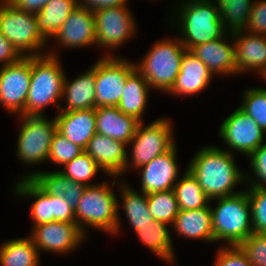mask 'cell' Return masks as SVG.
<instances>
[{
	"label": "cell",
	"instance_id": "1",
	"mask_svg": "<svg viewBox=\"0 0 266 266\" xmlns=\"http://www.w3.org/2000/svg\"><path fill=\"white\" fill-rule=\"evenodd\" d=\"M234 155L218 146L202 147L193 155L187 169L197 179L210 199L234 195L239 183L245 184V175L235 163Z\"/></svg>",
	"mask_w": 266,
	"mask_h": 266
},
{
	"label": "cell",
	"instance_id": "2",
	"mask_svg": "<svg viewBox=\"0 0 266 266\" xmlns=\"http://www.w3.org/2000/svg\"><path fill=\"white\" fill-rule=\"evenodd\" d=\"M56 50H48L46 54L31 57V81L25 104L26 116H45V108L56 105L62 99V91L66 72L62 68Z\"/></svg>",
	"mask_w": 266,
	"mask_h": 266
},
{
	"label": "cell",
	"instance_id": "3",
	"mask_svg": "<svg viewBox=\"0 0 266 266\" xmlns=\"http://www.w3.org/2000/svg\"><path fill=\"white\" fill-rule=\"evenodd\" d=\"M180 1L175 8L177 11L173 13H177L175 18L171 17L169 21L175 22L170 25L180 30L178 32L181 35L177 37L187 50L191 51L197 45L218 39L225 33L217 3L210 0Z\"/></svg>",
	"mask_w": 266,
	"mask_h": 266
},
{
	"label": "cell",
	"instance_id": "4",
	"mask_svg": "<svg viewBox=\"0 0 266 266\" xmlns=\"http://www.w3.org/2000/svg\"><path fill=\"white\" fill-rule=\"evenodd\" d=\"M114 185H118L116 180L111 185L102 181L84 189L74 212L76 224L85 236L90 227L111 235H117L122 229L118 210L120 204L113 191Z\"/></svg>",
	"mask_w": 266,
	"mask_h": 266
},
{
	"label": "cell",
	"instance_id": "5",
	"mask_svg": "<svg viewBox=\"0 0 266 266\" xmlns=\"http://www.w3.org/2000/svg\"><path fill=\"white\" fill-rule=\"evenodd\" d=\"M211 206L214 242L224 241V246H239L252 233L251 206L246 190L234 195L218 197Z\"/></svg>",
	"mask_w": 266,
	"mask_h": 266
},
{
	"label": "cell",
	"instance_id": "6",
	"mask_svg": "<svg viewBox=\"0 0 266 266\" xmlns=\"http://www.w3.org/2000/svg\"><path fill=\"white\" fill-rule=\"evenodd\" d=\"M186 48L178 37L163 38L153 44L135 68L144 76L151 89L168 93L181 69Z\"/></svg>",
	"mask_w": 266,
	"mask_h": 266
},
{
	"label": "cell",
	"instance_id": "7",
	"mask_svg": "<svg viewBox=\"0 0 266 266\" xmlns=\"http://www.w3.org/2000/svg\"><path fill=\"white\" fill-rule=\"evenodd\" d=\"M0 32L22 57L47 53L49 41L39 32L35 14L21 11L9 1L0 3Z\"/></svg>",
	"mask_w": 266,
	"mask_h": 266
},
{
	"label": "cell",
	"instance_id": "8",
	"mask_svg": "<svg viewBox=\"0 0 266 266\" xmlns=\"http://www.w3.org/2000/svg\"><path fill=\"white\" fill-rule=\"evenodd\" d=\"M173 136L172 123L168 118L161 117L147 126L144 122H140L134 137L127 145L131 146L132 152L131 156L127 154L124 173L130 167L138 170L156 156L169 151L176 144Z\"/></svg>",
	"mask_w": 266,
	"mask_h": 266
},
{
	"label": "cell",
	"instance_id": "9",
	"mask_svg": "<svg viewBox=\"0 0 266 266\" xmlns=\"http://www.w3.org/2000/svg\"><path fill=\"white\" fill-rule=\"evenodd\" d=\"M19 129L16 155L23 164H41L48 161L50 146L57 131L55 118L48 116L19 115Z\"/></svg>",
	"mask_w": 266,
	"mask_h": 266
},
{
	"label": "cell",
	"instance_id": "10",
	"mask_svg": "<svg viewBox=\"0 0 266 266\" xmlns=\"http://www.w3.org/2000/svg\"><path fill=\"white\" fill-rule=\"evenodd\" d=\"M135 69V62L118 56H104L95 62L96 107H117L123 94L127 76Z\"/></svg>",
	"mask_w": 266,
	"mask_h": 266
},
{
	"label": "cell",
	"instance_id": "11",
	"mask_svg": "<svg viewBox=\"0 0 266 266\" xmlns=\"http://www.w3.org/2000/svg\"><path fill=\"white\" fill-rule=\"evenodd\" d=\"M95 18L96 45L104 47V56H116L110 51L117 49L135 37L137 31L136 20L127 5L102 8L93 11Z\"/></svg>",
	"mask_w": 266,
	"mask_h": 266
},
{
	"label": "cell",
	"instance_id": "12",
	"mask_svg": "<svg viewBox=\"0 0 266 266\" xmlns=\"http://www.w3.org/2000/svg\"><path fill=\"white\" fill-rule=\"evenodd\" d=\"M13 188V193L17 197L33 198L30 209L32 228L55 221L76 223L75 212L65 199L62 196L47 194L32 178H20Z\"/></svg>",
	"mask_w": 266,
	"mask_h": 266
},
{
	"label": "cell",
	"instance_id": "13",
	"mask_svg": "<svg viewBox=\"0 0 266 266\" xmlns=\"http://www.w3.org/2000/svg\"><path fill=\"white\" fill-rule=\"evenodd\" d=\"M218 131L220 138L229 148H225L226 151L231 154L237 151L246 157L266 140V133L239 107L224 119Z\"/></svg>",
	"mask_w": 266,
	"mask_h": 266
},
{
	"label": "cell",
	"instance_id": "14",
	"mask_svg": "<svg viewBox=\"0 0 266 266\" xmlns=\"http://www.w3.org/2000/svg\"><path fill=\"white\" fill-rule=\"evenodd\" d=\"M31 81V57L0 67V104L7 112L25 115Z\"/></svg>",
	"mask_w": 266,
	"mask_h": 266
},
{
	"label": "cell",
	"instance_id": "15",
	"mask_svg": "<svg viewBox=\"0 0 266 266\" xmlns=\"http://www.w3.org/2000/svg\"><path fill=\"white\" fill-rule=\"evenodd\" d=\"M30 230L29 236L39 253L44 251L66 255L80 247L86 238L76 223L55 221L39 224Z\"/></svg>",
	"mask_w": 266,
	"mask_h": 266
},
{
	"label": "cell",
	"instance_id": "16",
	"mask_svg": "<svg viewBox=\"0 0 266 266\" xmlns=\"http://www.w3.org/2000/svg\"><path fill=\"white\" fill-rule=\"evenodd\" d=\"M176 144L167 152L156 156L151 162L139 168L141 192L146 195L174 189L179 180Z\"/></svg>",
	"mask_w": 266,
	"mask_h": 266
},
{
	"label": "cell",
	"instance_id": "17",
	"mask_svg": "<svg viewBox=\"0 0 266 266\" xmlns=\"http://www.w3.org/2000/svg\"><path fill=\"white\" fill-rule=\"evenodd\" d=\"M57 48H82L96 46L95 18L93 11L78 5L67 17L53 37Z\"/></svg>",
	"mask_w": 266,
	"mask_h": 266
},
{
	"label": "cell",
	"instance_id": "18",
	"mask_svg": "<svg viewBox=\"0 0 266 266\" xmlns=\"http://www.w3.org/2000/svg\"><path fill=\"white\" fill-rule=\"evenodd\" d=\"M191 52L207 66L214 76H238L233 33L225 32L218 39L195 46Z\"/></svg>",
	"mask_w": 266,
	"mask_h": 266
},
{
	"label": "cell",
	"instance_id": "19",
	"mask_svg": "<svg viewBox=\"0 0 266 266\" xmlns=\"http://www.w3.org/2000/svg\"><path fill=\"white\" fill-rule=\"evenodd\" d=\"M127 145L96 133L84 149L106 174L117 179L123 175L127 161Z\"/></svg>",
	"mask_w": 266,
	"mask_h": 266
},
{
	"label": "cell",
	"instance_id": "20",
	"mask_svg": "<svg viewBox=\"0 0 266 266\" xmlns=\"http://www.w3.org/2000/svg\"><path fill=\"white\" fill-rule=\"evenodd\" d=\"M233 39L238 75L254 70L260 75L266 68V35L238 31L233 33Z\"/></svg>",
	"mask_w": 266,
	"mask_h": 266
},
{
	"label": "cell",
	"instance_id": "21",
	"mask_svg": "<svg viewBox=\"0 0 266 266\" xmlns=\"http://www.w3.org/2000/svg\"><path fill=\"white\" fill-rule=\"evenodd\" d=\"M213 74L191 51L186 50L176 82L168 94L173 96H195L210 84Z\"/></svg>",
	"mask_w": 266,
	"mask_h": 266
},
{
	"label": "cell",
	"instance_id": "22",
	"mask_svg": "<svg viewBox=\"0 0 266 266\" xmlns=\"http://www.w3.org/2000/svg\"><path fill=\"white\" fill-rule=\"evenodd\" d=\"M54 118L57 131L82 149L96 134L95 109L59 111Z\"/></svg>",
	"mask_w": 266,
	"mask_h": 266
},
{
	"label": "cell",
	"instance_id": "23",
	"mask_svg": "<svg viewBox=\"0 0 266 266\" xmlns=\"http://www.w3.org/2000/svg\"><path fill=\"white\" fill-rule=\"evenodd\" d=\"M96 133L128 145L140 123L135 117L121 112L117 107H96Z\"/></svg>",
	"mask_w": 266,
	"mask_h": 266
},
{
	"label": "cell",
	"instance_id": "24",
	"mask_svg": "<svg viewBox=\"0 0 266 266\" xmlns=\"http://www.w3.org/2000/svg\"><path fill=\"white\" fill-rule=\"evenodd\" d=\"M22 178H32L47 194L62 196L73 211L76 210L79 200L83 194L85 185L67 178L59 170L35 171L25 174Z\"/></svg>",
	"mask_w": 266,
	"mask_h": 266
},
{
	"label": "cell",
	"instance_id": "25",
	"mask_svg": "<svg viewBox=\"0 0 266 266\" xmlns=\"http://www.w3.org/2000/svg\"><path fill=\"white\" fill-rule=\"evenodd\" d=\"M87 71L69 81L65 76L62 99L65 105L59 111H77L94 109L95 98V64ZM65 107V108H64Z\"/></svg>",
	"mask_w": 266,
	"mask_h": 266
},
{
	"label": "cell",
	"instance_id": "26",
	"mask_svg": "<svg viewBox=\"0 0 266 266\" xmlns=\"http://www.w3.org/2000/svg\"><path fill=\"white\" fill-rule=\"evenodd\" d=\"M171 228L179 237L214 242L211 205L195 210H179Z\"/></svg>",
	"mask_w": 266,
	"mask_h": 266
},
{
	"label": "cell",
	"instance_id": "27",
	"mask_svg": "<svg viewBox=\"0 0 266 266\" xmlns=\"http://www.w3.org/2000/svg\"><path fill=\"white\" fill-rule=\"evenodd\" d=\"M150 90L151 87L147 80L135 68L126 78L123 94L117 104V108L124 114L143 122Z\"/></svg>",
	"mask_w": 266,
	"mask_h": 266
},
{
	"label": "cell",
	"instance_id": "28",
	"mask_svg": "<svg viewBox=\"0 0 266 266\" xmlns=\"http://www.w3.org/2000/svg\"><path fill=\"white\" fill-rule=\"evenodd\" d=\"M169 224L153 221L149 225L141 226L134 232L140 242L144 244L153 254L169 263L171 266L175 263L174 246L171 239L172 229Z\"/></svg>",
	"mask_w": 266,
	"mask_h": 266
},
{
	"label": "cell",
	"instance_id": "29",
	"mask_svg": "<svg viewBox=\"0 0 266 266\" xmlns=\"http://www.w3.org/2000/svg\"><path fill=\"white\" fill-rule=\"evenodd\" d=\"M119 193L121 196L122 208L125 212L126 218L133 230H137L141 226L149 225L155 221L154 217L148 208L147 195L144 192L133 189L125 180L118 182Z\"/></svg>",
	"mask_w": 266,
	"mask_h": 266
},
{
	"label": "cell",
	"instance_id": "30",
	"mask_svg": "<svg viewBox=\"0 0 266 266\" xmlns=\"http://www.w3.org/2000/svg\"><path fill=\"white\" fill-rule=\"evenodd\" d=\"M79 5L78 0H51L35 14L39 32L50 42L67 17Z\"/></svg>",
	"mask_w": 266,
	"mask_h": 266
},
{
	"label": "cell",
	"instance_id": "31",
	"mask_svg": "<svg viewBox=\"0 0 266 266\" xmlns=\"http://www.w3.org/2000/svg\"><path fill=\"white\" fill-rule=\"evenodd\" d=\"M40 253L30 236L0 245V266H40Z\"/></svg>",
	"mask_w": 266,
	"mask_h": 266
},
{
	"label": "cell",
	"instance_id": "32",
	"mask_svg": "<svg viewBox=\"0 0 266 266\" xmlns=\"http://www.w3.org/2000/svg\"><path fill=\"white\" fill-rule=\"evenodd\" d=\"M174 186L179 210H195L208 207L210 198L201 189L197 179L187 169Z\"/></svg>",
	"mask_w": 266,
	"mask_h": 266
},
{
	"label": "cell",
	"instance_id": "33",
	"mask_svg": "<svg viewBox=\"0 0 266 266\" xmlns=\"http://www.w3.org/2000/svg\"><path fill=\"white\" fill-rule=\"evenodd\" d=\"M254 0H219L222 28L227 33L245 31Z\"/></svg>",
	"mask_w": 266,
	"mask_h": 266
},
{
	"label": "cell",
	"instance_id": "34",
	"mask_svg": "<svg viewBox=\"0 0 266 266\" xmlns=\"http://www.w3.org/2000/svg\"><path fill=\"white\" fill-rule=\"evenodd\" d=\"M147 199L149 211L154 219L172 226L179 212L174 190L150 193Z\"/></svg>",
	"mask_w": 266,
	"mask_h": 266
},
{
	"label": "cell",
	"instance_id": "35",
	"mask_svg": "<svg viewBox=\"0 0 266 266\" xmlns=\"http://www.w3.org/2000/svg\"><path fill=\"white\" fill-rule=\"evenodd\" d=\"M63 167V170H59L60 172L67 178L85 186L94 185L90 180L94 178L95 175L97 176V173L100 171L105 174L94 159L85 151L66 163Z\"/></svg>",
	"mask_w": 266,
	"mask_h": 266
},
{
	"label": "cell",
	"instance_id": "36",
	"mask_svg": "<svg viewBox=\"0 0 266 266\" xmlns=\"http://www.w3.org/2000/svg\"><path fill=\"white\" fill-rule=\"evenodd\" d=\"M243 102L238 106L266 133V90L262 87H252L244 90Z\"/></svg>",
	"mask_w": 266,
	"mask_h": 266
},
{
	"label": "cell",
	"instance_id": "37",
	"mask_svg": "<svg viewBox=\"0 0 266 266\" xmlns=\"http://www.w3.org/2000/svg\"><path fill=\"white\" fill-rule=\"evenodd\" d=\"M247 187L253 233L266 234V188Z\"/></svg>",
	"mask_w": 266,
	"mask_h": 266
},
{
	"label": "cell",
	"instance_id": "38",
	"mask_svg": "<svg viewBox=\"0 0 266 266\" xmlns=\"http://www.w3.org/2000/svg\"><path fill=\"white\" fill-rule=\"evenodd\" d=\"M82 152H84V149L73 144L70 140L56 131L51 142L47 162H51V164L54 163L58 166H64Z\"/></svg>",
	"mask_w": 266,
	"mask_h": 266
},
{
	"label": "cell",
	"instance_id": "39",
	"mask_svg": "<svg viewBox=\"0 0 266 266\" xmlns=\"http://www.w3.org/2000/svg\"><path fill=\"white\" fill-rule=\"evenodd\" d=\"M248 157L250 159L249 168H251V173L255 176L252 175L250 177V175L248 176L245 173V185L266 188V141Z\"/></svg>",
	"mask_w": 266,
	"mask_h": 266
},
{
	"label": "cell",
	"instance_id": "40",
	"mask_svg": "<svg viewBox=\"0 0 266 266\" xmlns=\"http://www.w3.org/2000/svg\"><path fill=\"white\" fill-rule=\"evenodd\" d=\"M239 247L252 266H266V234L252 233Z\"/></svg>",
	"mask_w": 266,
	"mask_h": 266
},
{
	"label": "cell",
	"instance_id": "41",
	"mask_svg": "<svg viewBox=\"0 0 266 266\" xmlns=\"http://www.w3.org/2000/svg\"><path fill=\"white\" fill-rule=\"evenodd\" d=\"M212 266H252L239 246H221Z\"/></svg>",
	"mask_w": 266,
	"mask_h": 266
},
{
	"label": "cell",
	"instance_id": "42",
	"mask_svg": "<svg viewBox=\"0 0 266 266\" xmlns=\"http://www.w3.org/2000/svg\"><path fill=\"white\" fill-rule=\"evenodd\" d=\"M245 31L266 35V0H254Z\"/></svg>",
	"mask_w": 266,
	"mask_h": 266
},
{
	"label": "cell",
	"instance_id": "43",
	"mask_svg": "<svg viewBox=\"0 0 266 266\" xmlns=\"http://www.w3.org/2000/svg\"><path fill=\"white\" fill-rule=\"evenodd\" d=\"M22 56L0 32V67L18 62ZM2 62V63H1Z\"/></svg>",
	"mask_w": 266,
	"mask_h": 266
},
{
	"label": "cell",
	"instance_id": "44",
	"mask_svg": "<svg viewBox=\"0 0 266 266\" xmlns=\"http://www.w3.org/2000/svg\"><path fill=\"white\" fill-rule=\"evenodd\" d=\"M78 3L82 7L95 11L102 8L127 5L128 0H78Z\"/></svg>",
	"mask_w": 266,
	"mask_h": 266
},
{
	"label": "cell",
	"instance_id": "45",
	"mask_svg": "<svg viewBox=\"0 0 266 266\" xmlns=\"http://www.w3.org/2000/svg\"><path fill=\"white\" fill-rule=\"evenodd\" d=\"M51 0H9L16 8L32 14H37Z\"/></svg>",
	"mask_w": 266,
	"mask_h": 266
},
{
	"label": "cell",
	"instance_id": "46",
	"mask_svg": "<svg viewBox=\"0 0 266 266\" xmlns=\"http://www.w3.org/2000/svg\"><path fill=\"white\" fill-rule=\"evenodd\" d=\"M260 77H261L262 79H264L265 82H266V68L260 73ZM263 89L266 90L265 88H263Z\"/></svg>",
	"mask_w": 266,
	"mask_h": 266
},
{
	"label": "cell",
	"instance_id": "47",
	"mask_svg": "<svg viewBox=\"0 0 266 266\" xmlns=\"http://www.w3.org/2000/svg\"><path fill=\"white\" fill-rule=\"evenodd\" d=\"M9 0H0V3H2V2H8Z\"/></svg>",
	"mask_w": 266,
	"mask_h": 266
}]
</instances>
